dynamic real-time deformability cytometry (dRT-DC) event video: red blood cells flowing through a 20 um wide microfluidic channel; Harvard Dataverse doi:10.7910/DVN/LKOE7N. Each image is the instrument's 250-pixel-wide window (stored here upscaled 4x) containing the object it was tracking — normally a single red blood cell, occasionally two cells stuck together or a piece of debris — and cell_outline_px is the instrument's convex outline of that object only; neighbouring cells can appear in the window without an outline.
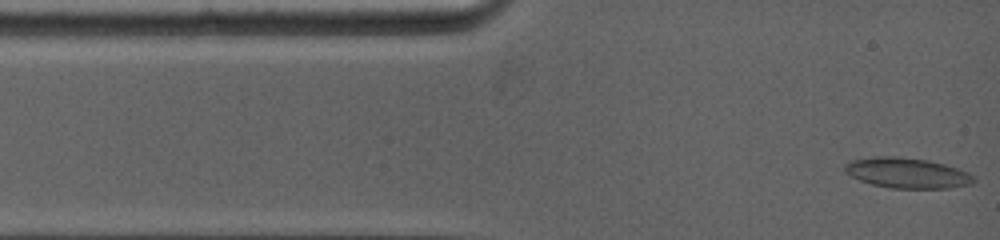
{"species": "common noctule bat (a hibernating species)", "species_latin": "Nyctalus noctula", "temperature_condition": "warm", "stored_images_in_passage": 7, "camera_frame_rate_fps": 5000, "um_per_image_px": 0.085, "animal": {"sex": "female", "body_mass_g": 19.0, "forearm_length_mm": 53.3}, "frame": {"image": 1, "passage_image": 1, "time_ms": 0.0, "image_size_px": [1000, 240], "cell_outline_px": [[976, 180], [972, 184], [948, 188], [892, 188], [872, 184], [860, 180], [844, 172], [844, 164], [852, 160], [876, 156], [896, 156], [928, 160], [944, 164], [968, 172], [976, 176]], "centroid_in_image_um": [77.12, 14.7], "position_along_channel_um": 7.9, "area_um2": 22.83}}
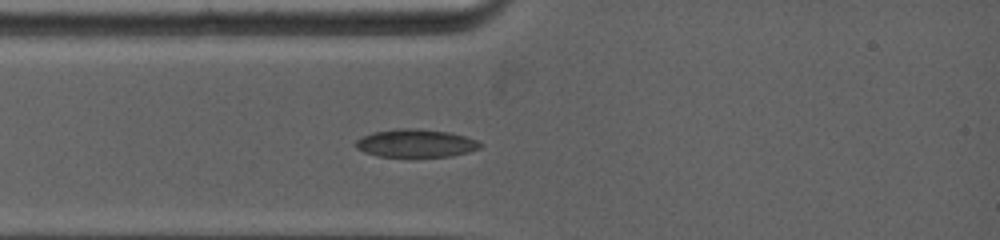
{"frame": {"image": 2, "passage_image": 5, "time_ms": 2.2, "image_size_px": [1000, 240], "cell_outline_px": [[484, 144], [480, 148], [468, 152], [452, 156], [376, 156], [364, 152], [356, 148], [356, 140], [372, 132], [396, 128], [412, 128], [448, 132], [464, 136], [476, 140]], "centroid_in_image_um": [35.34, 12.17], "position_along_channel_um": 49.7, "area_um2": 20.17}}
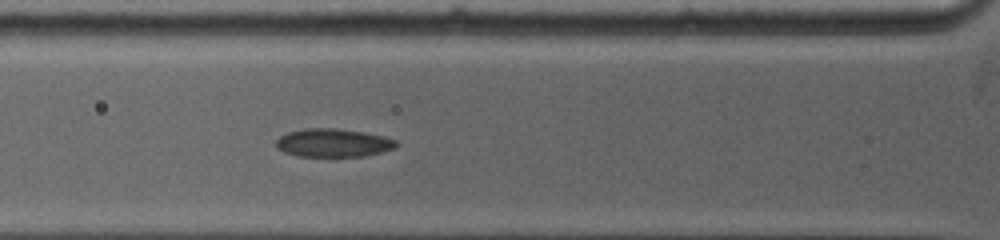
{"frame": {"image": 3, "passage_image": 7, "time_ms": 3.4, "image_size_px": [1000, 240], "cell_outline_px": [[396, 148], [364, 156], [296, 156], [284, 152], [276, 148], [276, 140], [280, 136], [288, 132], [304, 128], [336, 128], [364, 132], [384, 136], [396, 140]], "centroid_in_image_um": [28.3, 12.13], "position_along_channel_um": 97.5, "area_um2": 19.83}}